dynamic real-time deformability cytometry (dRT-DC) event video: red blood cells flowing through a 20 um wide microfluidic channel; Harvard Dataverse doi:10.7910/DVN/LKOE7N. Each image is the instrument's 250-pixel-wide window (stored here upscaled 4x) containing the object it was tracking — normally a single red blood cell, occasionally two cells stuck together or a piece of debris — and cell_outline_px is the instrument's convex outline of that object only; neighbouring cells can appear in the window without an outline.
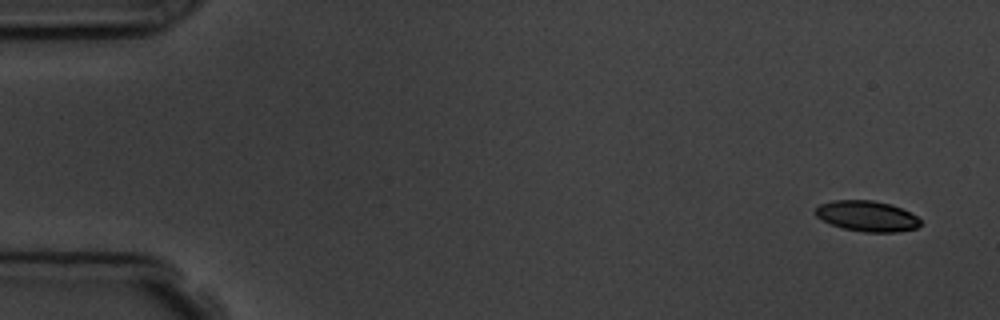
{"species": "common noctule bat (a hibernating species)", "species_latin": "Nyctalus noctula", "temperature_condition": "room temperature", "stored_images_in_passage": 6, "camera_frame_rate_fps": 3000, "um_per_image_px": 0.085, "animal": {"sex": "male", "body_mass_g": 19.5, "forearm_length_mm": 54.6}, "frame": {"image": 1, "passage_image": 1, "time_ms": 0.0, "image_size_px": [1000, 320], "cell_outline_px": [[920, 224], [916, 228], [900, 232], [864, 232], [844, 228], [832, 224], [816, 216], [816, 208], [820, 204], [832, 200], [872, 200], [888, 204], [900, 208], [916, 216], [920, 220]], "centroid_in_image_um": [73.69, 18.37], "position_along_channel_um": 11.3, "area_um2": 18.44}}
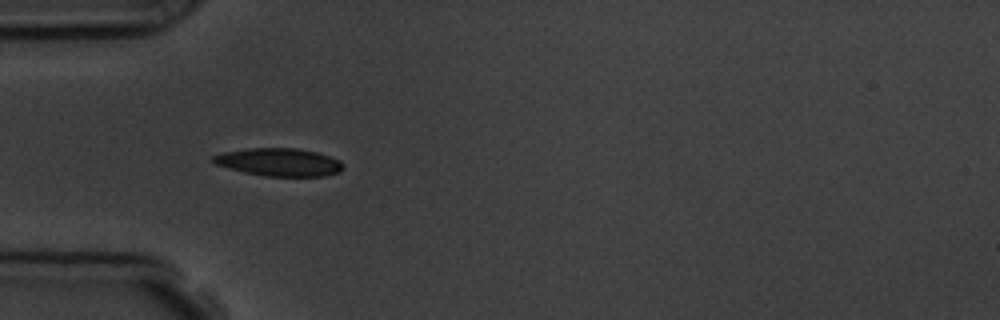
{"frame": {"image": 2, "passage_image": 5, "time_ms": 4.667, "image_size_px": [1000, 320], "cell_outline_px": [[344, 168], [340, 172], [324, 176], [268, 176], [244, 172], [216, 164], [212, 160], [212, 156], [224, 152], [248, 148], [296, 148], [316, 152], [340, 160], [344, 164]], "centroid_in_image_um": [23.76, 13.78], "position_along_channel_um": 61.2, "area_um2": 20.98}}